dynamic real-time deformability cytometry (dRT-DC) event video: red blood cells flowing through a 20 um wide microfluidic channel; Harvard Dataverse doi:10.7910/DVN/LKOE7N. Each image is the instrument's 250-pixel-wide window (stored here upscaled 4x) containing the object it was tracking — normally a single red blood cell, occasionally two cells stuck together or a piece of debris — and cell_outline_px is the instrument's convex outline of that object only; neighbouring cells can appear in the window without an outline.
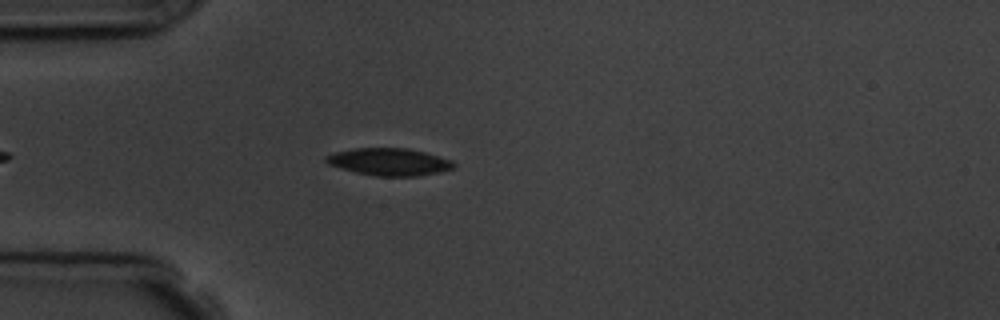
{"species": "common noctule bat (a hibernating species)", "species_latin": "Nyctalus noctula", "temperature_condition": "room temperature", "stored_images_in_passage": 4, "camera_frame_rate_fps": 3000, "um_per_image_px": 0.085, "animal": {"sex": "male", "body_mass_g": 19.5, "forearm_length_mm": 54.6}, "frame": {"image": 1, "passage_image": 4, "time_ms": 4.333, "image_size_px": [1000, 320], "cell_outline_px": [[456, 168], [440, 172], [416, 176], [376, 176], [356, 172], [340, 168], [328, 164], [324, 160], [324, 156], [336, 152], [356, 148], [408, 148], [424, 152], [452, 160], [456, 164]], "centroid_in_image_um": [33.1, 13.76], "position_along_channel_um": 51.9, "area_um2": 20.35}}